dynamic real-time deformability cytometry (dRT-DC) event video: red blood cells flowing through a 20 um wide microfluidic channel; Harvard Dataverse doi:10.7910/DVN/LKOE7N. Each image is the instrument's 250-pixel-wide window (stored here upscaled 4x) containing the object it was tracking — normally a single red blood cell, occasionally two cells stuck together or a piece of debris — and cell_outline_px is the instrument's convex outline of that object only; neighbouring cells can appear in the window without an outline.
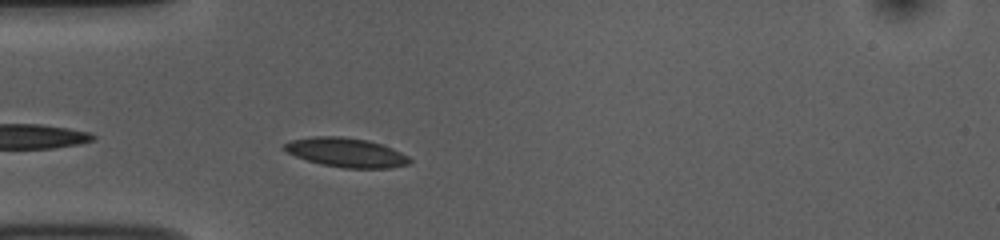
{"species": "common noctule bat (a hibernating species)", "species_latin": "Nyctalus noctula", "temperature_condition": "room temperature", "stored_images_in_passage": 33, "camera_frame_rate_fps": 3000, "um_per_image_px": 0.085, "animal": {"sex": "female", "body_mass_g": 10.0, "forearm_length_mm": 53.1}, "frame": {"image": 1, "passage_image": 3, "time_ms": 0.667, "image_size_px": [1000, 240], "cell_outline_px": [[412, 160], [408, 164], [392, 168], [344, 168], [320, 164], [296, 156], [280, 148], [284, 144], [292, 140], [312, 136], [340, 136], [368, 140], [392, 148], [408, 156]], "centroid_in_image_um": [29.42, 12.96], "position_along_channel_um": 55.6, "area_um2": 21.33}}
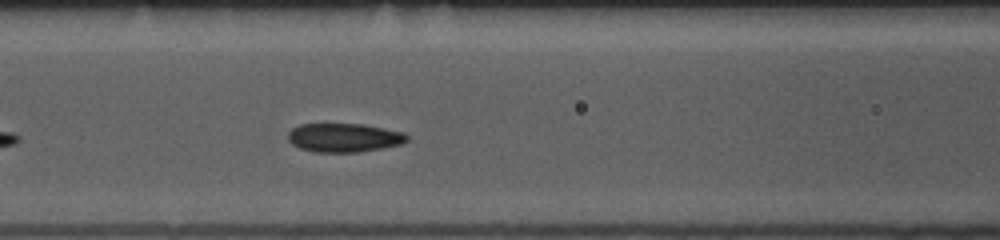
{"frame": {"image": 2, "passage_image": 10, "time_ms": 3.0, "image_size_px": [1000, 240], "cell_outline_px": [[408, 140], [400, 144], [384, 148], [356, 152], [312, 152], [300, 148], [292, 144], [288, 140], [288, 132], [292, 128], [300, 124], [364, 124], [404, 132], [408, 136]], "centroid_in_image_um": [29.23, 11.7], "position_along_channel_um": 137.4, "area_um2": 20.06}}
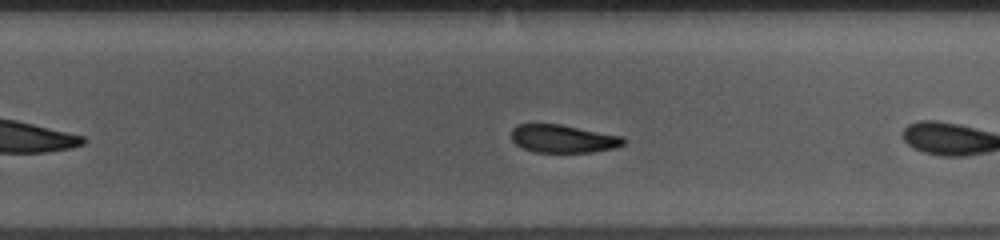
{"frame": {"image": 3, "passage_image": 19, "time_ms": 6.0, "image_size_px": [1000, 240], "cell_outline_px": [[628, 140], [624, 144], [616, 148], [592, 152], [532, 152], [516, 144], [512, 140], [512, 128], [516, 124], [560, 124], [624, 136]], "centroid_in_image_um": [47.91, 11.79], "position_along_channel_um": 281.9, "area_um2": 18.5}, "authors_computed_cell_mechanics": {"area_um2": 19.3052, "velocity_mm_per_s": 3.7364, "shape_relaxation_time_tau1_ms": null, "shape_relaxation_time_tau2_ms": 2.9471, "deformation_change_tau1": null, "deformation_change_tau2": 0.077}}